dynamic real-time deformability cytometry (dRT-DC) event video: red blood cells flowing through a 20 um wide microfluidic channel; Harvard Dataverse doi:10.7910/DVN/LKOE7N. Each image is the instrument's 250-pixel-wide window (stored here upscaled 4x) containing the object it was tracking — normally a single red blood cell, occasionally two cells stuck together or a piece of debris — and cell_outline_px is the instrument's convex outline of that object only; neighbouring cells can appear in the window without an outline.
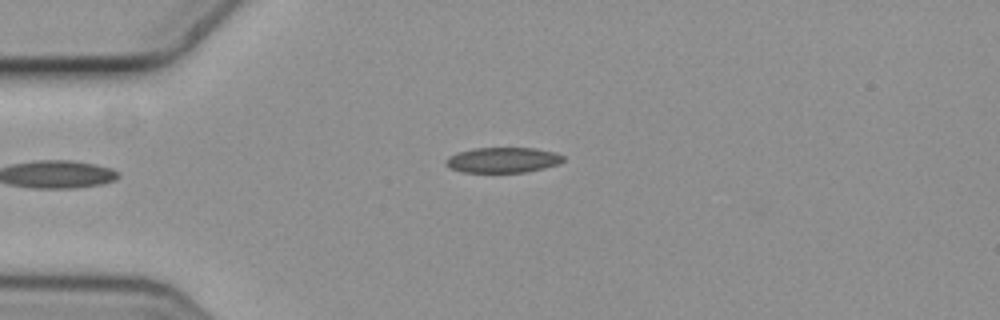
{"species": "common noctule bat (a hibernating species)", "species_latin": "Nyctalus noctula", "temperature_condition": "cold", "stored_images_in_passage": 3, "camera_frame_rate_fps": 3000, "um_per_image_px": 0.085, "animal": {"sex": "female", "body_mass_g": 19.3, "forearm_length_mm": 54.1}, "frame": {"image": 1, "passage_image": 2, "time_ms": 0.333, "image_size_px": [1000, 320], "cell_outline_px": [[564, 160], [560, 164], [544, 168], [524, 172], [464, 172], [452, 168], [444, 164], [444, 160], [448, 156], [456, 152], [472, 148], [536, 148], [552, 152], [564, 156]], "centroid_in_image_um": [42.71, 13.59], "position_along_channel_um": 42.3, "area_um2": 17.4}}